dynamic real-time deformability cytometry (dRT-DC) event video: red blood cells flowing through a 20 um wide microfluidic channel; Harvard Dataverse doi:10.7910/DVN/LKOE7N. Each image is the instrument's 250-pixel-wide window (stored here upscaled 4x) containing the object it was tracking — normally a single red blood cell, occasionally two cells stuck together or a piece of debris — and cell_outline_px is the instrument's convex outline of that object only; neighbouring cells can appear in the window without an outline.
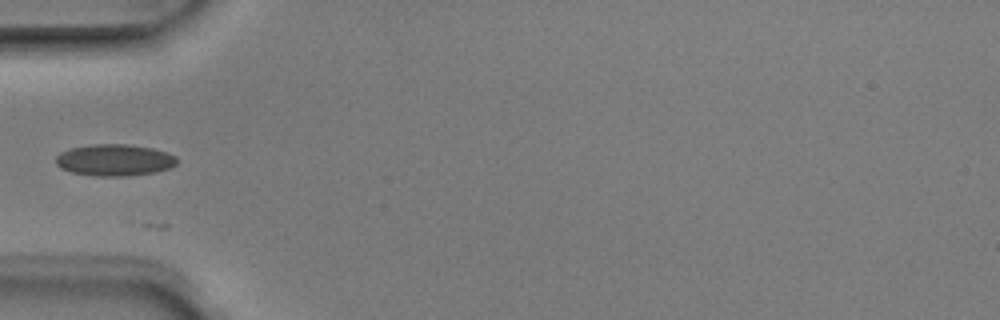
{"species": "Egyptian fruit bat (a non-hibernating species)", "species_latin": "Rousettus aegyptiacus", "temperature_condition": "room temperature", "stored_images_in_passage": 6, "camera_frame_rate_fps": 3000, "um_per_image_px": 0.085, "animal": {"sex": "male"}, "frame": {"image": 1, "passage_image": 5, "time_ms": 1.333, "image_size_px": [1000, 320], "cell_outline_px": [[176, 164], [168, 168], [156, 172], [128, 176], [96, 176], [72, 172], [60, 168], [56, 164], [56, 156], [60, 152], [68, 148], [92, 144], [128, 144], [152, 148], [176, 156]], "centroid_in_image_um": [9.69, 13.6], "position_along_channel_um": 75.3, "area_um2": 22.37}}